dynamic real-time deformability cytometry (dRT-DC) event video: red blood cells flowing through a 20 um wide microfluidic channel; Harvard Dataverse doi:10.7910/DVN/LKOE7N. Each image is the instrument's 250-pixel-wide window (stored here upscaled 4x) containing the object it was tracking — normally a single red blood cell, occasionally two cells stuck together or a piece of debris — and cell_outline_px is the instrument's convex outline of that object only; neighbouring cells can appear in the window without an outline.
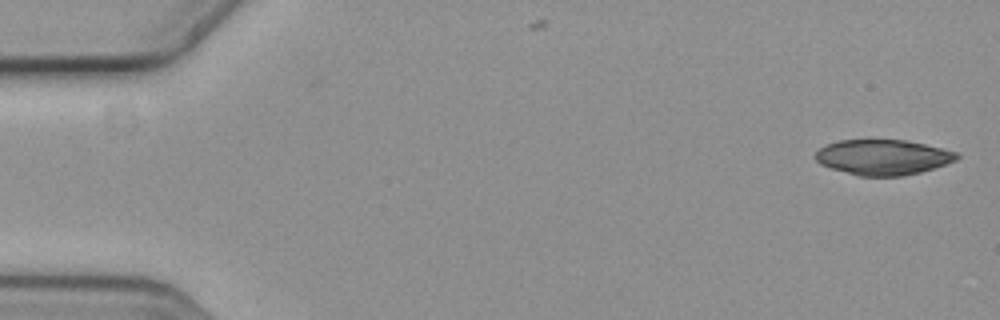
{"species": "common noctule bat (a hibernating species)", "species_latin": "Nyctalus noctula", "temperature_condition": "cold", "stored_images_in_passage": 14, "camera_frame_rate_fps": 3000, "um_per_image_px": 0.085, "animal": {"sex": "female", "body_mass_g": 19.3, "forearm_length_mm": 54.1}, "frame": {"image": 1, "passage_image": 1, "time_ms": 0.0, "image_size_px": [1000, 320], "cell_outline_px": [[960, 156], [956, 160], [920, 172], [904, 176], [860, 176], [832, 168], [820, 164], [816, 160], [816, 152], [820, 148], [828, 144], [840, 140], [908, 140], [956, 152]], "centroid_in_image_um": [75.05, 13.36], "position_along_channel_um": 10.0, "area_um2": 28.73}}